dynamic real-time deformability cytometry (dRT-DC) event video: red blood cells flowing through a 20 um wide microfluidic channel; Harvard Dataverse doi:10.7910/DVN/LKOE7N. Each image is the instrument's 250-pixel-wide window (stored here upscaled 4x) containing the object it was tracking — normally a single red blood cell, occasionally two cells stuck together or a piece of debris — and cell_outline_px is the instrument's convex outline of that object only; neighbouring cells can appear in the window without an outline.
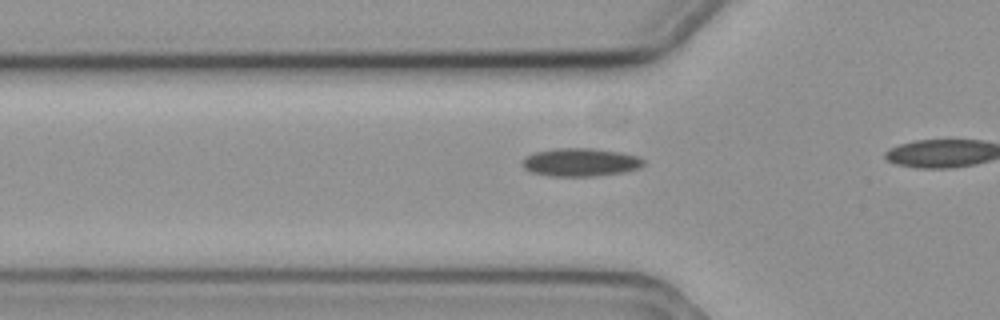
{"species": "common noctule bat (a hibernating species)", "species_latin": "Nyctalus noctula", "temperature_condition": "cold", "stored_images_in_passage": 24, "camera_frame_rate_fps": 3000, "um_per_image_px": 0.085, "animal": {"sex": "female", "body_mass_g": 19.3, "forearm_length_mm": 54.1}, "frame": {"image": 1, "passage_image": 8, "time_ms": 2.333, "image_size_px": [1000, 320], "cell_outline_px": [[644, 164], [636, 168], [624, 172], [596, 176], [548, 176], [528, 172], [520, 164], [520, 160], [524, 156], [532, 152], [556, 148], [592, 148], [620, 152], [636, 156], [644, 160]], "centroid_in_image_um": [49.22, 13.79], "position_along_channel_um": 76.6, "area_um2": 20.17}}